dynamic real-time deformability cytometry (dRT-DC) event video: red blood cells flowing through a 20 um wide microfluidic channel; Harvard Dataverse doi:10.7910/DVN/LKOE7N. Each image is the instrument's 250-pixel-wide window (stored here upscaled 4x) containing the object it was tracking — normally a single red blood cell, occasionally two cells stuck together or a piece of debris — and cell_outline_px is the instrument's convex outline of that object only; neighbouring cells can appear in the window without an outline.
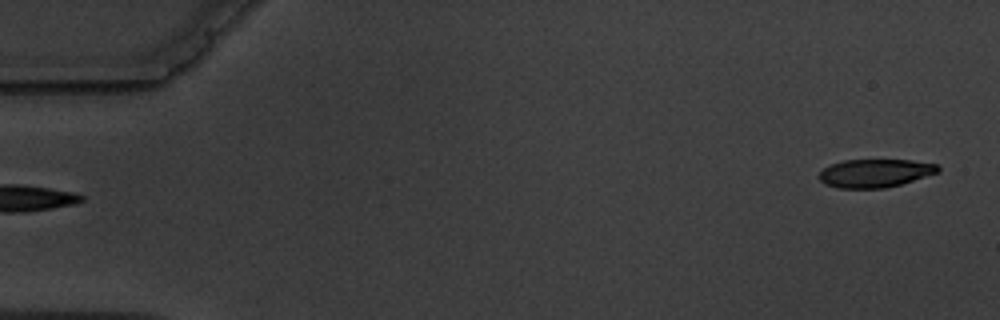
{"species": "common noctule bat (a hibernating species)", "species_latin": "Nyctalus noctula", "temperature_condition": "warm", "stored_images_in_passage": 5, "segment_of_instrument_passage": [2, 2], "camera_frame_rate_fps": 3000, "um_per_image_px": 0.085, "animal": {"sex": "male", "body_mass_g": 19.5, "forearm_length_mm": 54.6}, "frame": {"image": 1, "passage_image": 5, "time_ms": 5.333, "image_size_px": [1000, 320], "cell_outline_px": [[940, 172], [900, 184], [884, 188], [840, 188], [824, 184], [816, 176], [824, 168], [832, 164], [844, 160], [912, 160], [936, 164], [940, 168]], "centroid_in_image_um": [74.37, 14.72], "position_along_channel_um": 10.6, "area_um2": 19.54}}